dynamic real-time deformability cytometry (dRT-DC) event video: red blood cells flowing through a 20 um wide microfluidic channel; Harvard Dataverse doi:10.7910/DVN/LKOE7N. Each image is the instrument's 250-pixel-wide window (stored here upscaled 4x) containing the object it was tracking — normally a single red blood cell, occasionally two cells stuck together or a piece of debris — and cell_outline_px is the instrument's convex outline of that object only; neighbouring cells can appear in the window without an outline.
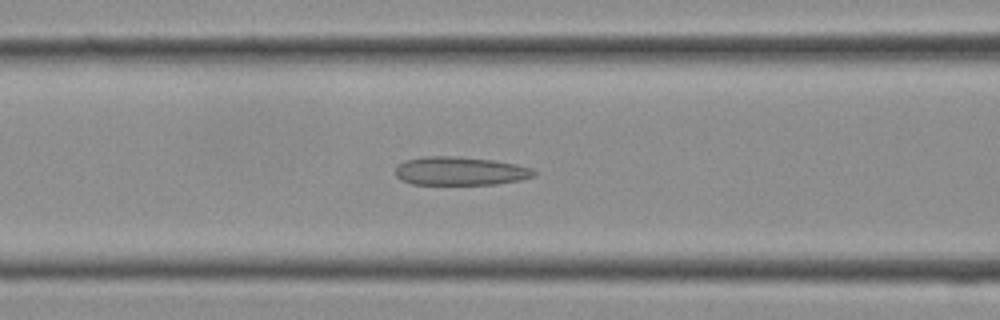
{"species": "Egyptian fruit bat (a non-hibernating species)", "species_latin": "Rousettus aegyptiacus", "temperature_condition": "cold", "stored_images_in_passage": 28, "camera_frame_rate_fps": 3000, "um_per_image_px": 0.085, "frame": {"image": 1, "passage_image": 11, "time_ms": 3.333, "image_size_px": [1000, 320], "cell_outline_px": [[536, 176], [520, 180], [496, 184], [412, 184], [400, 180], [396, 176], [396, 164], [404, 160], [424, 156], [456, 156], [492, 160], [516, 164], [532, 168], [536, 172]], "centroid_in_image_um": [39.09, 14.53], "position_along_channel_um": 127.5, "area_um2": 23.18}}
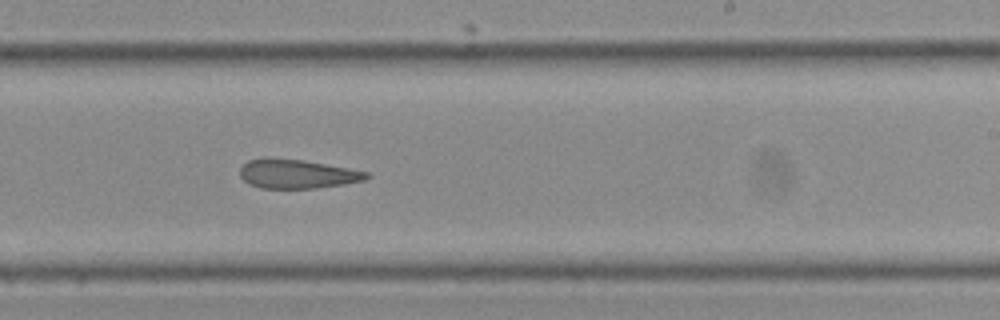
{"frame": {"image": 2, "passage_image": 17, "time_ms": 5.333, "image_size_px": [1000, 320], "cell_outline_px": [[372, 176], [364, 180], [344, 184], [316, 188], [260, 188], [248, 184], [240, 176], [240, 168], [248, 160], [264, 156], [268, 156], [304, 160], [348, 168], [368, 172]], "centroid_in_image_um": [25.22, 14.76], "position_along_channel_um": 263.8, "area_um2": 21.73}}
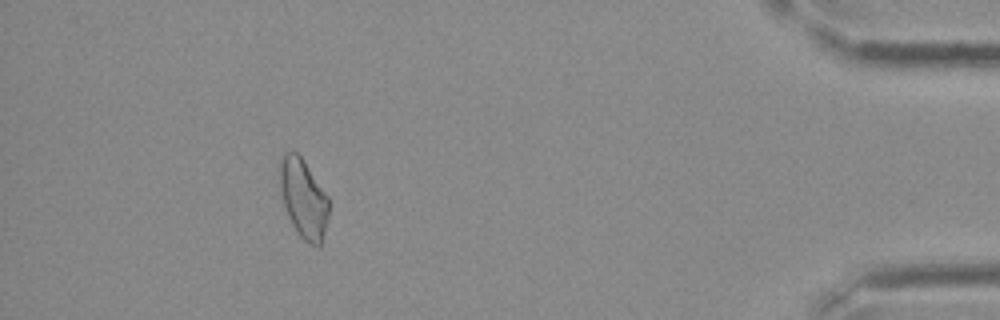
{"frame": {"image": 3, "passage_image": 26, "time_ms": 8.333, "image_size_px": [1000, 320], "cell_outline_px": [[328, 220], [320, 248], [316, 248], [308, 244], [300, 236], [292, 224], [288, 216], [280, 192], [280, 156], [284, 152], [296, 152], [304, 160], [328, 196]], "centroid_in_image_um": [25.8, 16.9], "position_along_channel_um": 409.4, "area_um2": 22.72}}